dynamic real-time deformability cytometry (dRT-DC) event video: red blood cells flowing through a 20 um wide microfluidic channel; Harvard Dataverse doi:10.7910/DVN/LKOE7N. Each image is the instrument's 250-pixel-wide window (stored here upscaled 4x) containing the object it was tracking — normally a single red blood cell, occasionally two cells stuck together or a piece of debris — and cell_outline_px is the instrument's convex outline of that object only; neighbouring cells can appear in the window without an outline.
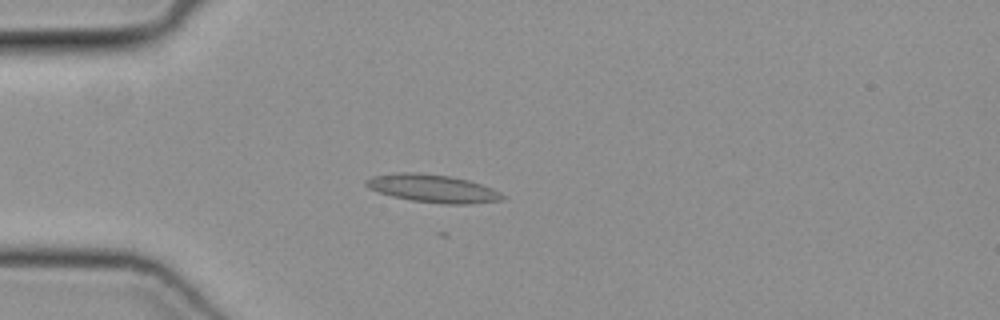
{"species": "common noctule bat (a hibernating species)", "species_latin": "Nyctalus noctula", "temperature_condition": "cold", "stored_images_in_passage": 42, "camera_frame_rate_fps": 3000, "um_per_image_px": 0.085, "animal": {"sex": "female", "body_mass_g": 19.3, "forearm_length_mm": 54.1}, "frame": {"image": 1, "passage_image": 14, "time_ms": 4.333, "image_size_px": [1000, 320], "cell_outline_px": [[508, 196], [504, 200], [472, 204], [444, 204], [412, 200], [392, 196], [368, 188], [364, 184], [364, 180], [372, 176], [392, 172], [420, 172], [452, 176], [468, 180], [492, 188]], "centroid_in_image_um": [36.8, 16.01], "position_along_channel_um": 48.2, "area_um2": 22.54}}
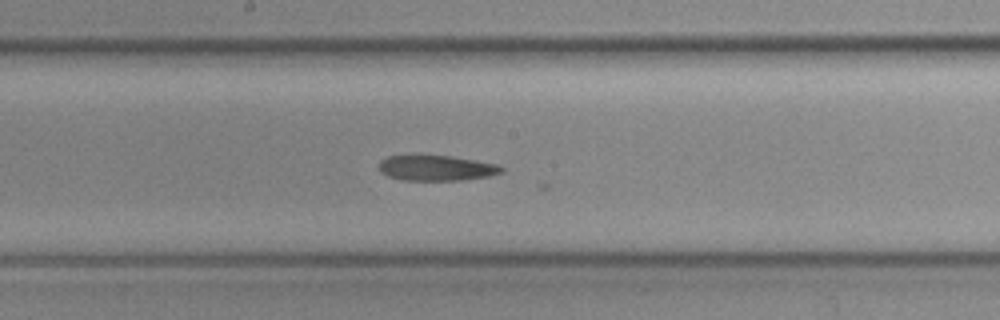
{"frame": {"image": 2, "passage_image": 27, "time_ms": 8.667, "image_size_px": [1000, 320], "cell_outline_px": [[504, 172], [488, 176], [460, 180], [400, 180], [388, 176], [380, 172], [380, 160], [388, 156], [452, 156], [496, 164], [504, 168]], "centroid_in_image_um": [37.09, 14.29], "position_along_channel_um": 211.1, "area_um2": 17.92}}
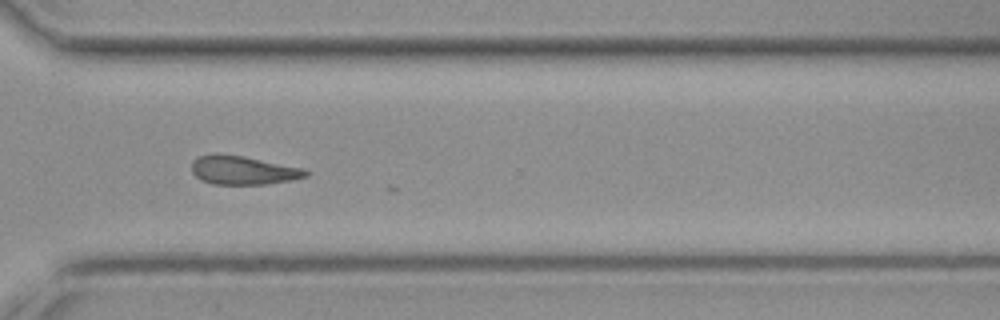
{"frame": {"image": 3, "passage_image": 37, "time_ms": 12.0, "image_size_px": [1000, 320], "cell_outline_px": [[308, 176], [292, 180], [264, 184], [212, 184], [200, 180], [192, 172], [192, 160], [200, 156], [244, 156], [304, 168], [308, 172]], "centroid_in_image_um": [20.7, 14.5], "position_along_channel_um": 349.9, "area_um2": 18.61}}